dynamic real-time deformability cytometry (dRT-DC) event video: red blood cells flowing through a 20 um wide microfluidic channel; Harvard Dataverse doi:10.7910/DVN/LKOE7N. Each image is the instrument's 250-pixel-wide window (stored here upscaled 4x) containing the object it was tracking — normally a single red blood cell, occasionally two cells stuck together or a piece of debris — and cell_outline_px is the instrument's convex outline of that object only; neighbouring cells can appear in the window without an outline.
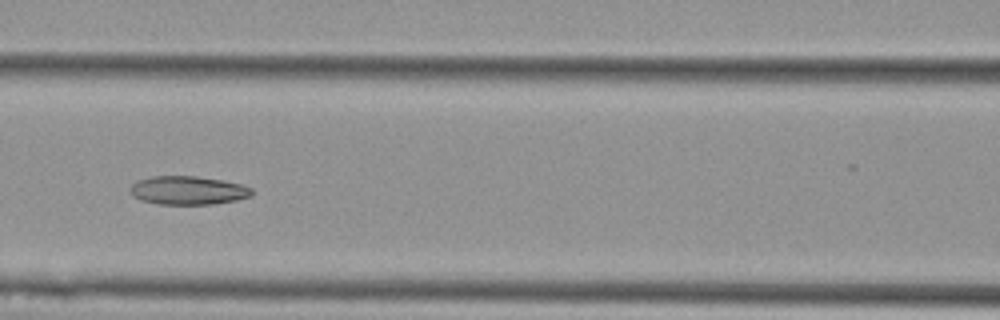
{"species": "Egyptian fruit bat (a non-hibernating species)", "species_latin": "Rousettus aegyptiacus", "temperature_condition": "cold", "stored_images_in_passage": 8, "camera_frame_rate_fps": 3000, "um_per_image_px": 0.085, "animal": {"sex": "female"}, "frame": {"image": 1, "passage_image": 6, "time_ms": 1.667, "image_size_px": [1000, 320], "cell_outline_px": [[252, 196], [236, 200], [216, 204], [156, 204], [140, 200], [132, 196], [128, 192], [128, 188], [132, 184], [140, 180], [152, 176], [196, 176], [224, 180], [244, 184], [252, 188]], "centroid_in_image_um": [15.98, 16.18], "position_along_channel_um": 150.6, "area_um2": 20.58}}
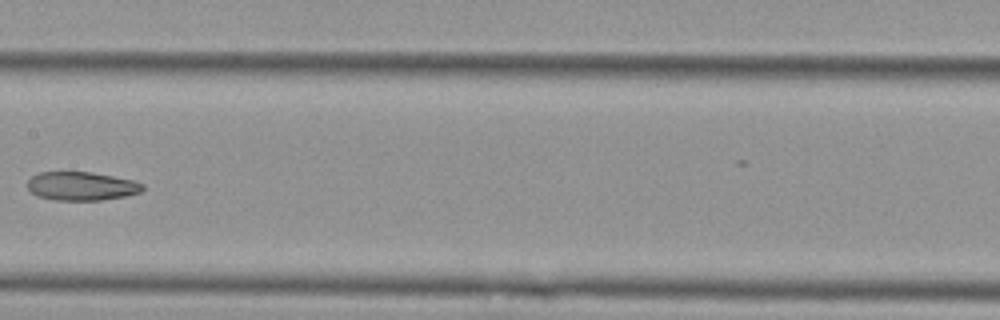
{"frame": {"image": 2, "passage_image": 7, "time_ms": 2.0, "image_size_px": [1000, 320], "cell_outline_px": [[144, 188], [140, 192], [124, 196], [100, 200], [56, 200], [36, 196], [28, 188], [28, 180], [32, 176], [40, 172], [92, 172], [132, 180], [144, 184]], "centroid_in_image_um": [6.91, 15.82], "position_along_channel_um": 200.5, "area_um2": 19.07}}
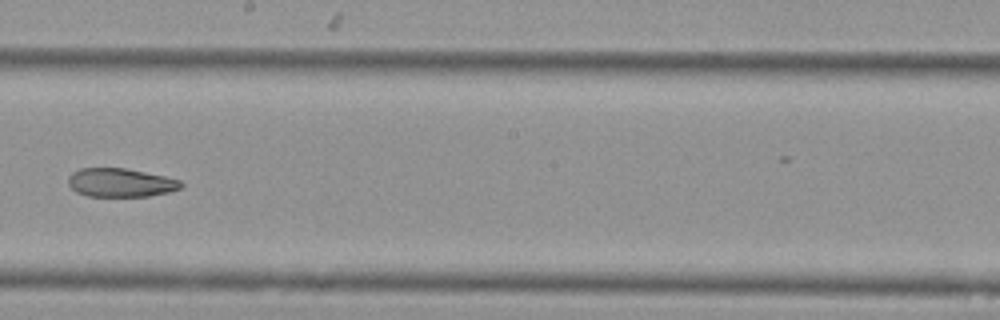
{"frame": {"image": 3, "passage_image": 8, "time_ms": 2.333, "image_size_px": [1000, 320], "cell_outline_px": [[184, 184], [180, 188], [168, 192], [148, 196], [88, 196], [76, 192], [68, 184], [68, 176], [72, 172], [80, 168], [124, 168], [164, 176], [180, 180]], "centroid_in_image_um": [10.22, 15.52], "position_along_channel_um": 238.0, "area_um2": 18.73}}